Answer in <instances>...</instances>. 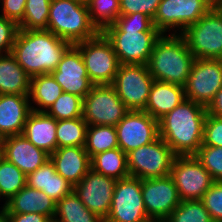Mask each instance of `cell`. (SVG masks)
I'll return each instance as SVG.
<instances>
[{
  "label": "cell",
  "mask_w": 222,
  "mask_h": 222,
  "mask_svg": "<svg viewBox=\"0 0 222 222\" xmlns=\"http://www.w3.org/2000/svg\"><path fill=\"white\" fill-rule=\"evenodd\" d=\"M101 32L112 44L120 64L136 65H147L155 42L162 35L153 19L140 12L120 15Z\"/></svg>",
  "instance_id": "cell-1"
},
{
  "label": "cell",
  "mask_w": 222,
  "mask_h": 222,
  "mask_svg": "<svg viewBox=\"0 0 222 222\" xmlns=\"http://www.w3.org/2000/svg\"><path fill=\"white\" fill-rule=\"evenodd\" d=\"M206 115L204 105L185 99L158 120L159 136L176 156L195 155L203 144Z\"/></svg>",
  "instance_id": "cell-2"
},
{
  "label": "cell",
  "mask_w": 222,
  "mask_h": 222,
  "mask_svg": "<svg viewBox=\"0 0 222 222\" xmlns=\"http://www.w3.org/2000/svg\"><path fill=\"white\" fill-rule=\"evenodd\" d=\"M72 44L49 30L19 29L11 53L30 76L50 74Z\"/></svg>",
  "instance_id": "cell-3"
},
{
  "label": "cell",
  "mask_w": 222,
  "mask_h": 222,
  "mask_svg": "<svg viewBox=\"0 0 222 222\" xmlns=\"http://www.w3.org/2000/svg\"><path fill=\"white\" fill-rule=\"evenodd\" d=\"M194 61L179 33L162 34L155 42L147 67L154 80L185 87Z\"/></svg>",
  "instance_id": "cell-4"
},
{
  "label": "cell",
  "mask_w": 222,
  "mask_h": 222,
  "mask_svg": "<svg viewBox=\"0 0 222 222\" xmlns=\"http://www.w3.org/2000/svg\"><path fill=\"white\" fill-rule=\"evenodd\" d=\"M47 30L72 45L100 32L90 20L87 4L80 0H51Z\"/></svg>",
  "instance_id": "cell-5"
},
{
  "label": "cell",
  "mask_w": 222,
  "mask_h": 222,
  "mask_svg": "<svg viewBox=\"0 0 222 222\" xmlns=\"http://www.w3.org/2000/svg\"><path fill=\"white\" fill-rule=\"evenodd\" d=\"M180 35L195 59H222V8L214 5Z\"/></svg>",
  "instance_id": "cell-6"
},
{
  "label": "cell",
  "mask_w": 222,
  "mask_h": 222,
  "mask_svg": "<svg viewBox=\"0 0 222 222\" xmlns=\"http://www.w3.org/2000/svg\"><path fill=\"white\" fill-rule=\"evenodd\" d=\"M80 51L88 77L94 85H111L120 62L112 44L102 32L74 44Z\"/></svg>",
  "instance_id": "cell-7"
},
{
  "label": "cell",
  "mask_w": 222,
  "mask_h": 222,
  "mask_svg": "<svg viewBox=\"0 0 222 222\" xmlns=\"http://www.w3.org/2000/svg\"><path fill=\"white\" fill-rule=\"evenodd\" d=\"M216 4L217 0H161L153 24L162 34L176 28L173 34H181Z\"/></svg>",
  "instance_id": "cell-8"
},
{
  "label": "cell",
  "mask_w": 222,
  "mask_h": 222,
  "mask_svg": "<svg viewBox=\"0 0 222 222\" xmlns=\"http://www.w3.org/2000/svg\"><path fill=\"white\" fill-rule=\"evenodd\" d=\"M175 156L170 146L159 136L150 144L127 154L129 175L139 179L170 175Z\"/></svg>",
  "instance_id": "cell-9"
},
{
  "label": "cell",
  "mask_w": 222,
  "mask_h": 222,
  "mask_svg": "<svg viewBox=\"0 0 222 222\" xmlns=\"http://www.w3.org/2000/svg\"><path fill=\"white\" fill-rule=\"evenodd\" d=\"M129 111L112 85H93L83 98L82 117L88 125L115 127Z\"/></svg>",
  "instance_id": "cell-10"
},
{
  "label": "cell",
  "mask_w": 222,
  "mask_h": 222,
  "mask_svg": "<svg viewBox=\"0 0 222 222\" xmlns=\"http://www.w3.org/2000/svg\"><path fill=\"white\" fill-rule=\"evenodd\" d=\"M153 82L147 65L120 64L111 85L129 110L143 111Z\"/></svg>",
  "instance_id": "cell-11"
},
{
  "label": "cell",
  "mask_w": 222,
  "mask_h": 222,
  "mask_svg": "<svg viewBox=\"0 0 222 222\" xmlns=\"http://www.w3.org/2000/svg\"><path fill=\"white\" fill-rule=\"evenodd\" d=\"M149 220L142 196V179L127 176L116 181L112 204L104 222H145Z\"/></svg>",
  "instance_id": "cell-12"
},
{
  "label": "cell",
  "mask_w": 222,
  "mask_h": 222,
  "mask_svg": "<svg viewBox=\"0 0 222 222\" xmlns=\"http://www.w3.org/2000/svg\"><path fill=\"white\" fill-rule=\"evenodd\" d=\"M170 175L180 200H201L215 182L195 155L175 156Z\"/></svg>",
  "instance_id": "cell-13"
},
{
  "label": "cell",
  "mask_w": 222,
  "mask_h": 222,
  "mask_svg": "<svg viewBox=\"0 0 222 222\" xmlns=\"http://www.w3.org/2000/svg\"><path fill=\"white\" fill-rule=\"evenodd\" d=\"M185 88V98L205 107L222 88V59H195Z\"/></svg>",
  "instance_id": "cell-14"
},
{
  "label": "cell",
  "mask_w": 222,
  "mask_h": 222,
  "mask_svg": "<svg viewBox=\"0 0 222 222\" xmlns=\"http://www.w3.org/2000/svg\"><path fill=\"white\" fill-rule=\"evenodd\" d=\"M115 128L118 146L126 154L159 137L158 120L145 111L130 110Z\"/></svg>",
  "instance_id": "cell-15"
},
{
  "label": "cell",
  "mask_w": 222,
  "mask_h": 222,
  "mask_svg": "<svg viewBox=\"0 0 222 222\" xmlns=\"http://www.w3.org/2000/svg\"><path fill=\"white\" fill-rule=\"evenodd\" d=\"M116 179L90 169L73 191L91 212L105 220L110 211Z\"/></svg>",
  "instance_id": "cell-16"
},
{
  "label": "cell",
  "mask_w": 222,
  "mask_h": 222,
  "mask_svg": "<svg viewBox=\"0 0 222 222\" xmlns=\"http://www.w3.org/2000/svg\"><path fill=\"white\" fill-rule=\"evenodd\" d=\"M142 196L149 219L166 220L181 202L171 175L142 179Z\"/></svg>",
  "instance_id": "cell-17"
},
{
  "label": "cell",
  "mask_w": 222,
  "mask_h": 222,
  "mask_svg": "<svg viewBox=\"0 0 222 222\" xmlns=\"http://www.w3.org/2000/svg\"><path fill=\"white\" fill-rule=\"evenodd\" d=\"M50 74L59 83L63 92L77 95L82 99L94 85L88 77L81 53L75 45H71L65 51L57 68Z\"/></svg>",
  "instance_id": "cell-18"
},
{
  "label": "cell",
  "mask_w": 222,
  "mask_h": 222,
  "mask_svg": "<svg viewBox=\"0 0 222 222\" xmlns=\"http://www.w3.org/2000/svg\"><path fill=\"white\" fill-rule=\"evenodd\" d=\"M3 157L16 165L25 175L34 172L50 159V155L37 148L23 135L2 139Z\"/></svg>",
  "instance_id": "cell-19"
},
{
  "label": "cell",
  "mask_w": 222,
  "mask_h": 222,
  "mask_svg": "<svg viewBox=\"0 0 222 222\" xmlns=\"http://www.w3.org/2000/svg\"><path fill=\"white\" fill-rule=\"evenodd\" d=\"M29 95H0V136L2 138L22 135L31 110Z\"/></svg>",
  "instance_id": "cell-20"
},
{
  "label": "cell",
  "mask_w": 222,
  "mask_h": 222,
  "mask_svg": "<svg viewBox=\"0 0 222 222\" xmlns=\"http://www.w3.org/2000/svg\"><path fill=\"white\" fill-rule=\"evenodd\" d=\"M50 160L53 162L56 172L73 186L91 169V158L85 147L57 148L50 155Z\"/></svg>",
  "instance_id": "cell-21"
},
{
  "label": "cell",
  "mask_w": 222,
  "mask_h": 222,
  "mask_svg": "<svg viewBox=\"0 0 222 222\" xmlns=\"http://www.w3.org/2000/svg\"><path fill=\"white\" fill-rule=\"evenodd\" d=\"M57 120L45 112L31 111L26 119L22 135L37 148L51 155L57 149Z\"/></svg>",
  "instance_id": "cell-22"
},
{
  "label": "cell",
  "mask_w": 222,
  "mask_h": 222,
  "mask_svg": "<svg viewBox=\"0 0 222 222\" xmlns=\"http://www.w3.org/2000/svg\"><path fill=\"white\" fill-rule=\"evenodd\" d=\"M5 213H38L52 222L56 213V202L43 191L25 185L6 202Z\"/></svg>",
  "instance_id": "cell-23"
},
{
  "label": "cell",
  "mask_w": 222,
  "mask_h": 222,
  "mask_svg": "<svg viewBox=\"0 0 222 222\" xmlns=\"http://www.w3.org/2000/svg\"><path fill=\"white\" fill-rule=\"evenodd\" d=\"M185 99V88L183 86L154 80L147 105L143 111L159 120Z\"/></svg>",
  "instance_id": "cell-24"
},
{
  "label": "cell",
  "mask_w": 222,
  "mask_h": 222,
  "mask_svg": "<svg viewBox=\"0 0 222 222\" xmlns=\"http://www.w3.org/2000/svg\"><path fill=\"white\" fill-rule=\"evenodd\" d=\"M26 185L43 191L56 203L73 191V185L56 172L50 159L27 175Z\"/></svg>",
  "instance_id": "cell-25"
},
{
  "label": "cell",
  "mask_w": 222,
  "mask_h": 222,
  "mask_svg": "<svg viewBox=\"0 0 222 222\" xmlns=\"http://www.w3.org/2000/svg\"><path fill=\"white\" fill-rule=\"evenodd\" d=\"M30 79L11 52L0 54V95H29Z\"/></svg>",
  "instance_id": "cell-26"
},
{
  "label": "cell",
  "mask_w": 222,
  "mask_h": 222,
  "mask_svg": "<svg viewBox=\"0 0 222 222\" xmlns=\"http://www.w3.org/2000/svg\"><path fill=\"white\" fill-rule=\"evenodd\" d=\"M63 90L51 74H42L31 77L29 101L37 104L39 108L30 106L32 111L46 112ZM32 98V99H31Z\"/></svg>",
  "instance_id": "cell-27"
},
{
  "label": "cell",
  "mask_w": 222,
  "mask_h": 222,
  "mask_svg": "<svg viewBox=\"0 0 222 222\" xmlns=\"http://www.w3.org/2000/svg\"><path fill=\"white\" fill-rule=\"evenodd\" d=\"M91 169L116 180L129 176L127 154L119 147L94 155Z\"/></svg>",
  "instance_id": "cell-28"
},
{
  "label": "cell",
  "mask_w": 222,
  "mask_h": 222,
  "mask_svg": "<svg viewBox=\"0 0 222 222\" xmlns=\"http://www.w3.org/2000/svg\"><path fill=\"white\" fill-rule=\"evenodd\" d=\"M53 222H104V220L87 209L76 193L72 191L56 203Z\"/></svg>",
  "instance_id": "cell-29"
},
{
  "label": "cell",
  "mask_w": 222,
  "mask_h": 222,
  "mask_svg": "<svg viewBox=\"0 0 222 222\" xmlns=\"http://www.w3.org/2000/svg\"><path fill=\"white\" fill-rule=\"evenodd\" d=\"M119 147L117 132L114 126L88 125L85 150L90 158L94 155Z\"/></svg>",
  "instance_id": "cell-30"
},
{
  "label": "cell",
  "mask_w": 222,
  "mask_h": 222,
  "mask_svg": "<svg viewBox=\"0 0 222 222\" xmlns=\"http://www.w3.org/2000/svg\"><path fill=\"white\" fill-rule=\"evenodd\" d=\"M87 122L83 117L57 120V148L80 146L85 147Z\"/></svg>",
  "instance_id": "cell-31"
},
{
  "label": "cell",
  "mask_w": 222,
  "mask_h": 222,
  "mask_svg": "<svg viewBox=\"0 0 222 222\" xmlns=\"http://www.w3.org/2000/svg\"><path fill=\"white\" fill-rule=\"evenodd\" d=\"M26 178L27 175L16 165L8 162L4 157L0 160V194L6 200L0 214L6 212V202L26 185Z\"/></svg>",
  "instance_id": "cell-32"
},
{
  "label": "cell",
  "mask_w": 222,
  "mask_h": 222,
  "mask_svg": "<svg viewBox=\"0 0 222 222\" xmlns=\"http://www.w3.org/2000/svg\"><path fill=\"white\" fill-rule=\"evenodd\" d=\"M86 4L90 20L100 32L120 16L119 0H88Z\"/></svg>",
  "instance_id": "cell-33"
},
{
  "label": "cell",
  "mask_w": 222,
  "mask_h": 222,
  "mask_svg": "<svg viewBox=\"0 0 222 222\" xmlns=\"http://www.w3.org/2000/svg\"><path fill=\"white\" fill-rule=\"evenodd\" d=\"M51 0H26L21 30H47Z\"/></svg>",
  "instance_id": "cell-34"
},
{
  "label": "cell",
  "mask_w": 222,
  "mask_h": 222,
  "mask_svg": "<svg viewBox=\"0 0 222 222\" xmlns=\"http://www.w3.org/2000/svg\"><path fill=\"white\" fill-rule=\"evenodd\" d=\"M166 220L168 222H214L201 200H182Z\"/></svg>",
  "instance_id": "cell-35"
},
{
  "label": "cell",
  "mask_w": 222,
  "mask_h": 222,
  "mask_svg": "<svg viewBox=\"0 0 222 222\" xmlns=\"http://www.w3.org/2000/svg\"><path fill=\"white\" fill-rule=\"evenodd\" d=\"M83 99L77 95L62 92L45 112L56 120L82 117Z\"/></svg>",
  "instance_id": "cell-36"
},
{
  "label": "cell",
  "mask_w": 222,
  "mask_h": 222,
  "mask_svg": "<svg viewBox=\"0 0 222 222\" xmlns=\"http://www.w3.org/2000/svg\"><path fill=\"white\" fill-rule=\"evenodd\" d=\"M195 157L210 172L214 181H222V147L201 146Z\"/></svg>",
  "instance_id": "cell-37"
},
{
  "label": "cell",
  "mask_w": 222,
  "mask_h": 222,
  "mask_svg": "<svg viewBox=\"0 0 222 222\" xmlns=\"http://www.w3.org/2000/svg\"><path fill=\"white\" fill-rule=\"evenodd\" d=\"M201 201L214 222H222V181H215L204 193Z\"/></svg>",
  "instance_id": "cell-38"
},
{
  "label": "cell",
  "mask_w": 222,
  "mask_h": 222,
  "mask_svg": "<svg viewBox=\"0 0 222 222\" xmlns=\"http://www.w3.org/2000/svg\"><path fill=\"white\" fill-rule=\"evenodd\" d=\"M160 2L161 0H119L120 15L140 12L153 19Z\"/></svg>",
  "instance_id": "cell-39"
},
{
  "label": "cell",
  "mask_w": 222,
  "mask_h": 222,
  "mask_svg": "<svg viewBox=\"0 0 222 222\" xmlns=\"http://www.w3.org/2000/svg\"><path fill=\"white\" fill-rule=\"evenodd\" d=\"M202 146L222 147V118L207 114L204 121Z\"/></svg>",
  "instance_id": "cell-40"
},
{
  "label": "cell",
  "mask_w": 222,
  "mask_h": 222,
  "mask_svg": "<svg viewBox=\"0 0 222 222\" xmlns=\"http://www.w3.org/2000/svg\"><path fill=\"white\" fill-rule=\"evenodd\" d=\"M18 30V25L14 21L0 15V54L12 51Z\"/></svg>",
  "instance_id": "cell-41"
},
{
  "label": "cell",
  "mask_w": 222,
  "mask_h": 222,
  "mask_svg": "<svg viewBox=\"0 0 222 222\" xmlns=\"http://www.w3.org/2000/svg\"><path fill=\"white\" fill-rule=\"evenodd\" d=\"M2 15L19 25L24 17L26 0H0Z\"/></svg>",
  "instance_id": "cell-42"
},
{
  "label": "cell",
  "mask_w": 222,
  "mask_h": 222,
  "mask_svg": "<svg viewBox=\"0 0 222 222\" xmlns=\"http://www.w3.org/2000/svg\"><path fill=\"white\" fill-rule=\"evenodd\" d=\"M8 222H52L47 216L38 213H5Z\"/></svg>",
  "instance_id": "cell-43"
},
{
  "label": "cell",
  "mask_w": 222,
  "mask_h": 222,
  "mask_svg": "<svg viewBox=\"0 0 222 222\" xmlns=\"http://www.w3.org/2000/svg\"><path fill=\"white\" fill-rule=\"evenodd\" d=\"M207 114L222 118V88L215 94L213 100L206 107Z\"/></svg>",
  "instance_id": "cell-44"
},
{
  "label": "cell",
  "mask_w": 222,
  "mask_h": 222,
  "mask_svg": "<svg viewBox=\"0 0 222 222\" xmlns=\"http://www.w3.org/2000/svg\"><path fill=\"white\" fill-rule=\"evenodd\" d=\"M145 222H168L167 220L164 219H149Z\"/></svg>",
  "instance_id": "cell-45"
},
{
  "label": "cell",
  "mask_w": 222,
  "mask_h": 222,
  "mask_svg": "<svg viewBox=\"0 0 222 222\" xmlns=\"http://www.w3.org/2000/svg\"><path fill=\"white\" fill-rule=\"evenodd\" d=\"M0 222H8V219H7L6 215H5V213L0 214Z\"/></svg>",
  "instance_id": "cell-46"
},
{
  "label": "cell",
  "mask_w": 222,
  "mask_h": 222,
  "mask_svg": "<svg viewBox=\"0 0 222 222\" xmlns=\"http://www.w3.org/2000/svg\"><path fill=\"white\" fill-rule=\"evenodd\" d=\"M3 158V146H0V160Z\"/></svg>",
  "instance_id": "cell-47"
},
{
  "label": "cell",
  "mask_w": 222,
  "mask_h": 222,
  "mask_svg": "<svg viewBox=\"0 0 222 222\" xmlns=\"http://www.w3.org/2000/svg\"><path fill=\"white\" fill-rule=\"evenodd\" d=\"M217 4L222 8V0H217Z\"/></svg>",
  "instance_id": "cell-48"
},
{
  "label": "cell",
  "mask_w": 222,
  "mask_h": 222,
  "mask_svg": "<svg viewBox=\"0 0 222 222\" xmlns=\"http://www.w3.org/2000/svg\"><path fill=\"white\" fill-rule=\"evenodd\" d=\"M2 137L0 136V146H2Z\"/></svg>",
  "instance_id": "cell-49"
}]
</instances>
